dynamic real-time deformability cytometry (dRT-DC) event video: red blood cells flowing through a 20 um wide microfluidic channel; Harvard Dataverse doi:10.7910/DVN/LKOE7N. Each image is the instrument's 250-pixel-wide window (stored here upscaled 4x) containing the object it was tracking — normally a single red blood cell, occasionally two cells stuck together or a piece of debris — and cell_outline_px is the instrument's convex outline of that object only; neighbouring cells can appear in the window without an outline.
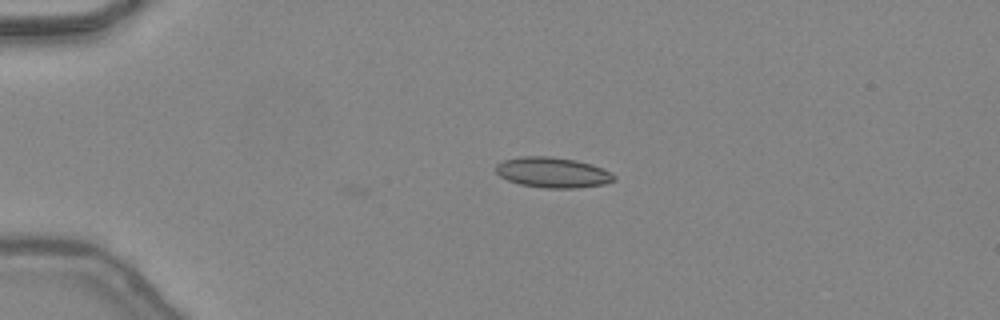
{"species": "common noctule bat (a hibernating species)", "species_latin": "Nyctalus noctula", "temperature_condition": "warm", "stored_images_in_passage": 9, "camera_frame_rate_fps": 3000, "um_per_image_px": 0.085, "animal": {"sex": "female", "body_mass_g": 24.6, "forearm_length_mm": 56.2}, "frame": {"image": 1, "passage_image": 9, "time_ms": 2.667, "image_size_px": [1000, 320], "cell_outline_px": [[616, 180], [604, 184], [580, 188], [544, 188], [520, 184], [508, 180], [500, 176], [496, 172], [496, 164], [504, 160], [520, 156], [552, 156], [576, 160], [592, 164], [604, 168], [616, 176]], "centroid_in_image_um": [47.01, 14.65], "position_along_channel_um": 38.0, "area_um2": 21.15}}